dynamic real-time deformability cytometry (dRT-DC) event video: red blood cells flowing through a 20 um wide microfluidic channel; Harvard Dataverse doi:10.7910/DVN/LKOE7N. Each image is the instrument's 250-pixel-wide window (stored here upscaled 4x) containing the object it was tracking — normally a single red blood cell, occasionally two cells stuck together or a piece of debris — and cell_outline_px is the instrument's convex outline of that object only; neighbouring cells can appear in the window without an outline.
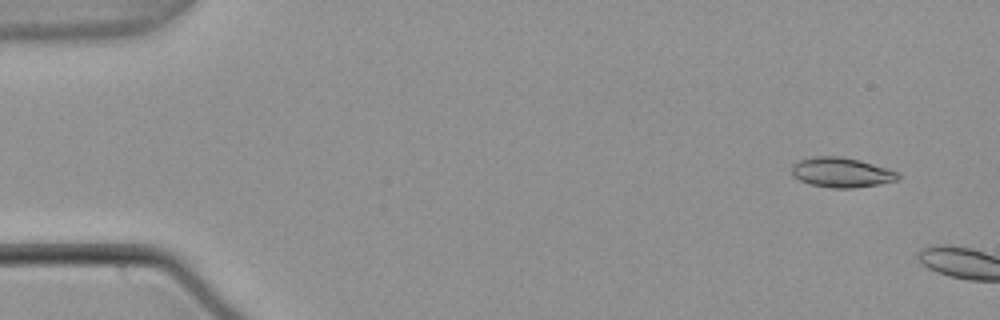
{"species": "common noctule bat (a hibernating species)", "species_latin": "Nyctalus noctula", "temperature_condition": "warm", "stored_images_in_passage": 7, "camera_frame_rate_fps": 3000, "um_per_image_px": 0.085, "animal": {"sex": "male", "body_mass_g": 21.5, "forearm_length_mm": 52.0}, "frame": {"image": 1, "passage_image": 4, "time_ms": 1.0, "image_size_px": [1000, 320], "cell_outline_px": [[900, 180], [880, 184], [852, 188], [832, 188], [808, 184], [792, 176], [792, 164], [796, 160], [816, 156], [840, 156], [860, 160], [888, 168], [896, 172], [900, 176]], "centroid_in_image_um": [71.51, 14.65], "position_along_channel_um": 13.5, "area_um2": 18.73}}